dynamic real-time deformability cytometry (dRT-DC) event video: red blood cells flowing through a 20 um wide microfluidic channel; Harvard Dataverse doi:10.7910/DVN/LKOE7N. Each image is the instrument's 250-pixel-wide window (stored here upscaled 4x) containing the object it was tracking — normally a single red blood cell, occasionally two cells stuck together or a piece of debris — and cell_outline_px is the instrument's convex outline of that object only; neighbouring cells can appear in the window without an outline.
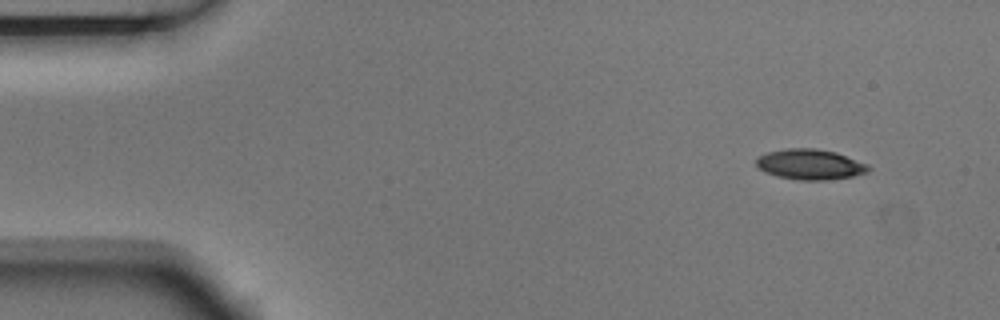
{"species": "Egyptian fruit bat (a non-hibernating species)", "species_latin": "Rousettus aegyptiacus", "temperature_condition": "room temperature", "stored_images_in_passage": 4, "camera_frame_rate_fps": 3000, "um_per_image_px": 0.085, "animal": {"sex": "male"}, "frame": {"image": 1, "passage_image": 1, "time_ms": 0.0, "image_size_px": [1000, 320], "cell_outline_px": [[872, 168], [868, 172], [852, 176], [828, 180], [800, 180], [776, 176], [764, 172], [756, 164], [756, 160], [760, 156], [768, 152], [788, 148], [816, 148], [836, 152], [868, 164]], "centroid_in_image_um": [68.88, 13.97], "position_along_channel_um": 16.1, "area_um2": 19.88}}
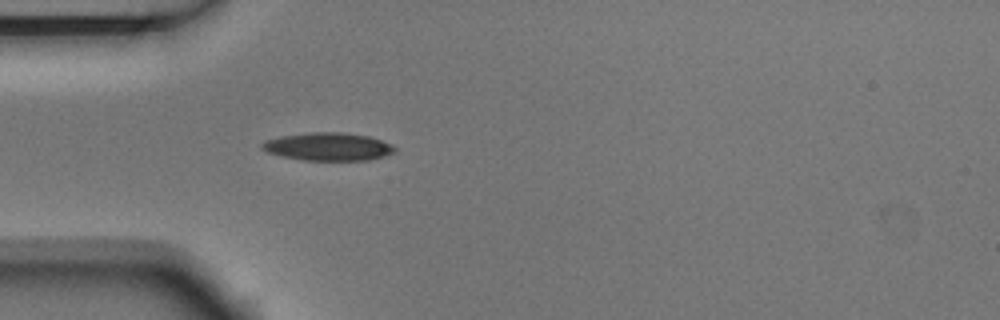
{"frame": {"image": 2, "passage_image": 4, "time_ms": 1.0, "image_size_px": [1000, 320], "cell_outline_px": [[396, 152], [384, 156], [368, 160], [304, 160], [284, 156], [268, 152], [260, 148], [260, 144], [264, 140], [280, 136], [312, 132], [340, 132], [368, 136], [392, 144], [396, 148]], "centroid_in_image_um": [27.89, 12.46], "position_along_channel_um": 57.1, "area_um2": 21.56}}